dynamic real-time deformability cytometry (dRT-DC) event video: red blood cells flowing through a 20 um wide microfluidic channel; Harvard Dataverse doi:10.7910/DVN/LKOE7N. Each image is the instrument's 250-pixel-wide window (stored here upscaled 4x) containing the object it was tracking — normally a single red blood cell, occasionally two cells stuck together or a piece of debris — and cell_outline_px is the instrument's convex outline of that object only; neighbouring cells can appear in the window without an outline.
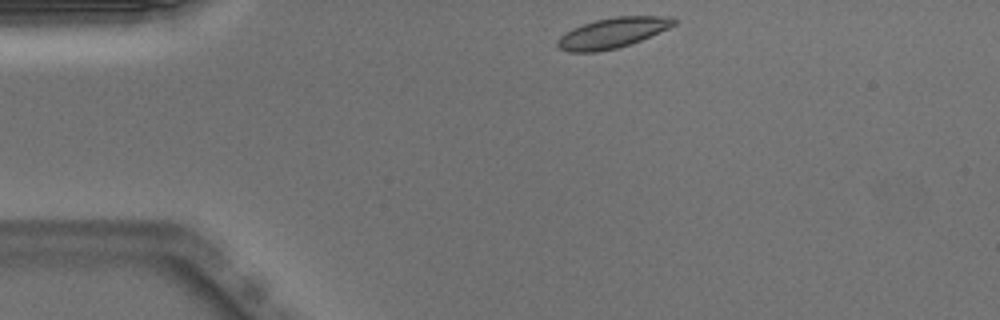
{"species": "Egyptian fruit bat (a non-hibernating species)", "species_latin": "Rousettus aegyptiacus", "temperature_condition": "warm", "stored_images_in_passage": 42, "camera_frame_rate_fps": 3000, "um_per_image_px": 0.085, "animal": {"sex": "male"}, "frame": {"image": 1, "passage_image": 1, "time_ms": 0.0, "image_size_px": [1000, 320], "cell_outline_px": [[676, 24], [668, 28], [640, 40], [616, 48], [596, 52], [568, 52], [560, 48], [556, 44], [556, 40], [560, 36], [572, 28], [596, 20], [616, 16], [672, 16], [676, 20]], "centroid_in_image_um": [52.05, 2.79], "position_along_channel_um": 33.0, "area_um2": 20.35}}
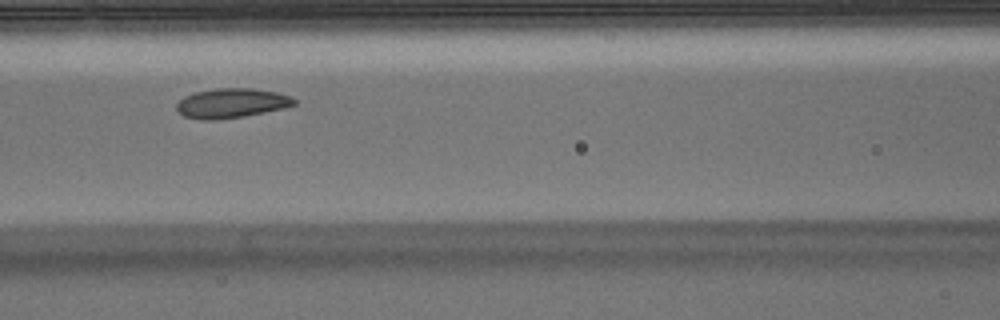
{"frame": {"image": 2, "passage_image": 13, "time_ms": 4.0, "image_size_px": [1000, 320], "cell_outline_px": [[296, 104], [284, 108], [244, 116], [216, 120], [200, 120], [184, 116], [176, 108], [176, 104], [184, 96], [196, 92], [216, 88], [252, 88], [276, 92], [288, 96], [296, 100]], "centroid_in_image_um": [19.66, 8.77], "position_along_channel_um": 146.9, "area_um2": 20.17}}
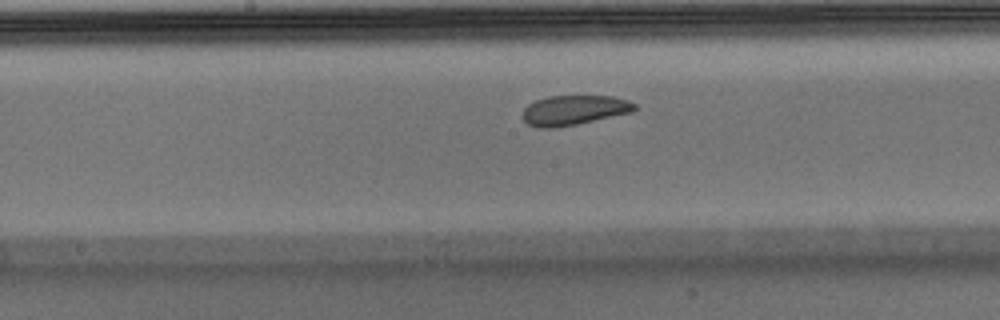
{"frame": {"image": 3, "passage_image": 17, "time_ms": 5.333, "image_size_px": [1000, 320], "cell_outline_px": [[636, 108], [632, 112], [576, 124], [556, 128], [540, 128], [528, 124], [520, 116], [524, 108], [528, 104], [536, 100], [548, 96], [612, 96], [628, 100], [636, 104]], "centroid_in_image_um": [48.75, 9.36], "position_along_channel_um": 199.4, "area_um2": 19.48}, "authors_computed_cell_mechanics": {"area_um2": 20.6924, "velocity_mm_per_s": 3.9402, "shape_relaxation_time_tau1_ms": 3.2836, "shape_relaxation_time_tau2_ms": 11.0033, "deformation_change_tau1": 0.0816, "deformation_change_tau2": 0.1489}}